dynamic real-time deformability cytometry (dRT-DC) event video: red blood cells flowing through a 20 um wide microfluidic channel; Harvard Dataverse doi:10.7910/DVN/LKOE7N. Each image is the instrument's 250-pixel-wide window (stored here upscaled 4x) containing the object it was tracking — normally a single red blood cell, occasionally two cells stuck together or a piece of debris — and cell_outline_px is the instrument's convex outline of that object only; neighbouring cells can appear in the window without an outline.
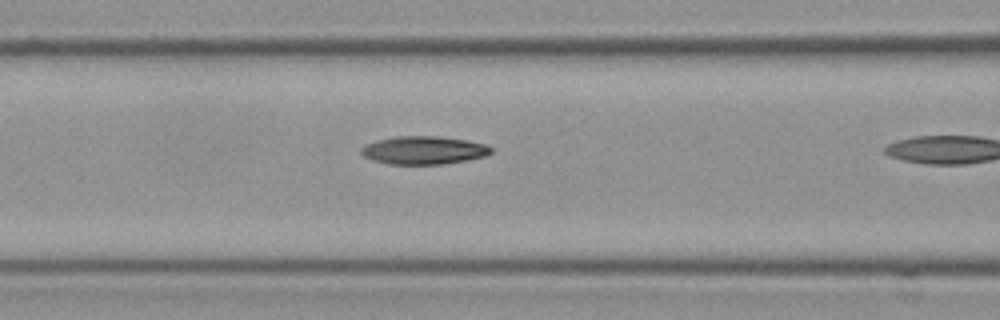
{"species": "Egyptian fruit bat (a non-hibernating species)", "species_latin": "Rousettus aegyptiacus", "temperature_condition": "cold", "stored_images_in_passage": 4, "camera_frame_rate_fps": 3000, "um_per_image_px": 0.085, "frame": {"image": 1, "passage_image": 3, "time_ms": 0.667, "image_size_px": [1000, 320], "cell_outline_px": [[492, 152], [484, 156], [468, 160], [444, 164], [388, 164], [372, 160], [364, 156], [360, 152], [360, 148], [364, 144], [376, 140], [396, 136], [436, 136], [468, 140], [484, 144], [492, 148]], "centroid_in_image_um": [35.98, 12.77], "position_along_channel_um": 130.6, "area_um2": 21.39}}